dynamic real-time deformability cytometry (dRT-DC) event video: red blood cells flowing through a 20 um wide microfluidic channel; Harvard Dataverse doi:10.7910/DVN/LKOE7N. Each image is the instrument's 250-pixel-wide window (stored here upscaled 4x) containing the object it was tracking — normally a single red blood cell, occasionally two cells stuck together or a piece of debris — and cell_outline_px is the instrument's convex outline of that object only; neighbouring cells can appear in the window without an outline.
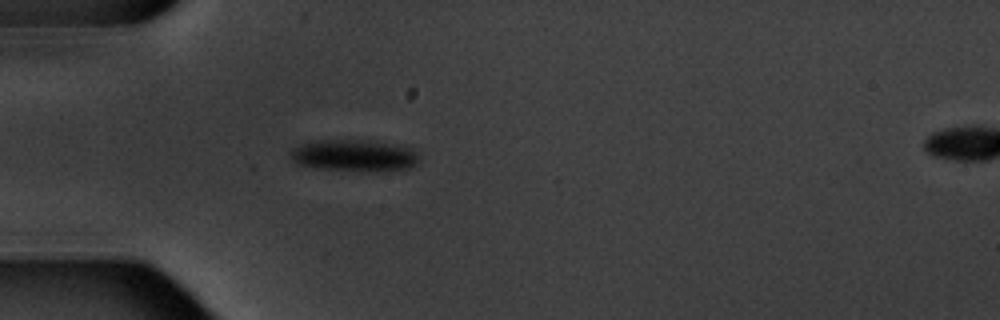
{"species": "common noctule bat (a hibernating species)", "species_latin": "Nyctalus noctula", "temperature_condition": "warm", "stored_images_in_passage": 2, "segment_of_instrument_passage": [1, 2], "camera_frame_rate_fps": 3000, "um_per_image_px": 0.085, "animal": {"sex": "male", "body_mass_g": 20.1, "forearm_length_mm": 53.5}, "frame": {"image": 1, "passage_image": 1, "time_ms": 0.0, "image_size_px": [1000, 320], "cell_outline_px": [[416, 164], [408, 168], [360, 172], [312, 168], [296, 164], [288, 156], [288, 152], [292, 148], [300, 144], [316, 140], [368, 140], [396, 144], [412, 148], [416, 152]], "centroid_in_image_um": [30.0, 13.22], "position_along_channel_um": 55.0, "area_um2": 24.22}}